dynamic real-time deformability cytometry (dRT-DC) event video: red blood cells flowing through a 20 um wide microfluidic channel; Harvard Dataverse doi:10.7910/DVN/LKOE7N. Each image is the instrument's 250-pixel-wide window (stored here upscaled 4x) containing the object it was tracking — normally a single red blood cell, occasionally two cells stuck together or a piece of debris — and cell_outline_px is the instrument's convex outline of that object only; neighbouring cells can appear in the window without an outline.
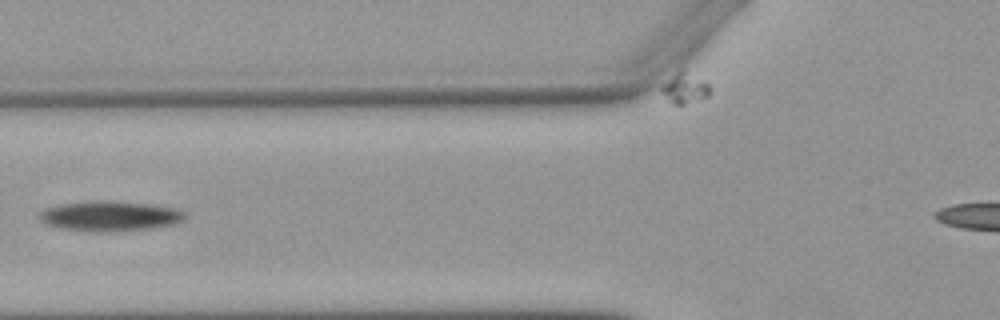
{"species": "Egyptian fruit bat (a non-hibernating species)", "species_latin": "Rousettus aegyptiacus", "temperature_condition": "warm", "stored_images_in_passage": 3, "camera_frame_rate_fps": 3000, "um_per_image_px": 0.085, "animal": {"sex": "female"}, "frame": {"image": 1, "passage_image": 2, "time_ms": 1.333, "image_size_px": [1000, 320], "cell_outline_px": [[188, 216], [184, 220], [176, 224], [156, 228], [112, 232], [92, 232], [64, 228], [48, 224], [40, 220], [36, 216], [40, 212], [48, 208], [60, 204], [96, 200], [104, 200], [148, 204], [176, 208], [188, 212]], "centroid_in_image_um": [9.43, 18.37], "position_along_channel_um": 116.4, "area_um2": 25.84}}